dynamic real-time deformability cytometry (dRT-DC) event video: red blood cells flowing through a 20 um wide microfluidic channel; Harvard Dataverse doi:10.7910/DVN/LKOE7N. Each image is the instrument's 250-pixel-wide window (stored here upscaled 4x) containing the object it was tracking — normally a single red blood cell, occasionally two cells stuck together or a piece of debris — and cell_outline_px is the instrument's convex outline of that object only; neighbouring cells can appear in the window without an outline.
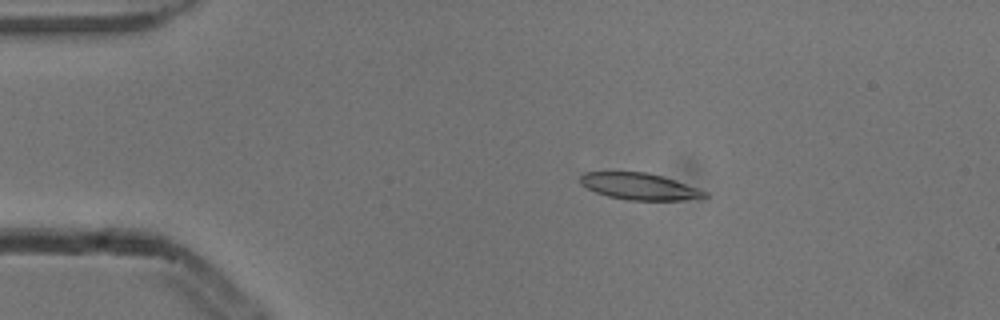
{"species": "common noctule bat (a hibernating species)", "species_latin": "Nyctalus noctula", "temperature_condition": "cold", "stored_images_in_passage": 5, "camera_frame_rate_fps": 3000, "um_per_image_px": 0.085, "animal": {"sex": "male", "body_mass_g": 13.3}, "frame": {"image": 1, "passage_image": 2, "time_ms": 0.333, "image_size_px": [1000, 320], "cell_outline_px": [[708, 196], [684, 200], [628, 200], [608, 196], [596, 192], [580, 184], [580, 176], [584, 172], [644, 172], [660, 176], [708, 192]], "centroid_in_image_um": [54.3, 15.85], "position_along_channel_um": 30.7, "area_um2": 18.9}}
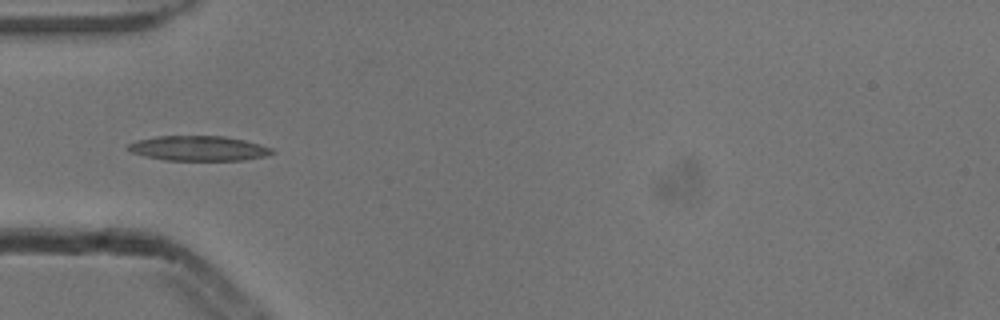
{"frame": {"image": 2, "passage_image": 4, "time_ms": 1.0, "image_size_px": [1000, 320], "cell_outline_px": [[276, 152], [268, 156], [244, 160], [164, 160], [144, 156], [132, 152], [124, 148], [128, 144], [136, 140], [156, 136], [224, 136], [244, 140], [260, 144], [272, 148]], "centroid_in_image_um": [16.88, 12.61], "position_along_channel_um": 68.1, "area_um2": 21.1}}
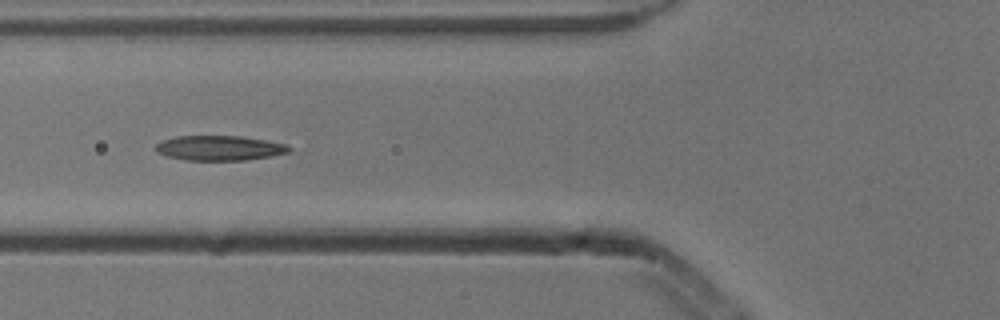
{"frame": {"image": 3, "passage_image": 5, "time_ms": 1.333, "image_size_px": [1000, 320], "cell_outline_px": [[292, 148], [288, 152], [272, 156], [248, 160], [184, 160], [168, 156], [156, 152], [152, 148], [160, 140], [176, 136], [240, 136], [288, 144]], "centroid_in_image_um": [18.62, 12.58], "position_along_channel_um": 107.2, "area_um2": 19.54}}